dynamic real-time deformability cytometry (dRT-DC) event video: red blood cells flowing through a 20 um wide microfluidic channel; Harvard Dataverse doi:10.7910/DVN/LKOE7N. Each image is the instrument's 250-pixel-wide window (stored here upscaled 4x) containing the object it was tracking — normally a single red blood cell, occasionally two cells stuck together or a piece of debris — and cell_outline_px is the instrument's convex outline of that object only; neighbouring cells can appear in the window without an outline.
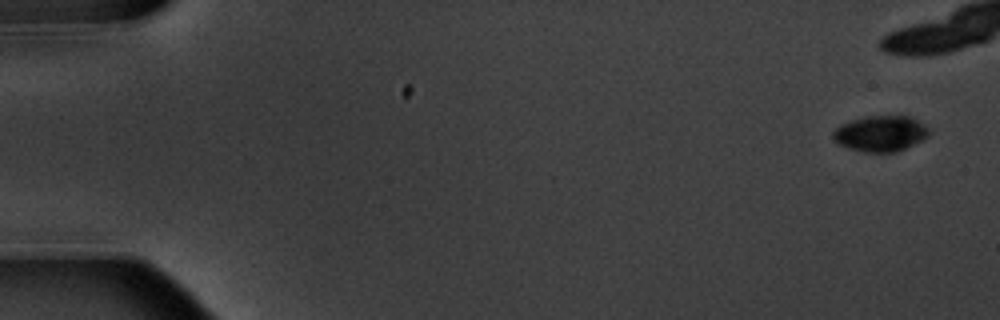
{"species": "common noctule bat (a hibernating species)", "species_latin": "Nyctalus noctula", "temperature_condition": "warm", "stored_images_in_passage": 6, "camera_frame_rate_fps": 3000, "um_per_image_px": 0.085, "animal": {"sex": "male", "body_mass_g": 20.1, "forearm_length_mm": 53.5}, "frame": {"image": 1, "passage_image": 1, "time_ms": 0.0, "image_size_px": [1000, 320], "cell_outline_px": [[928, 136], [924, 140], [896, 152], [864, 152], [848, 148], [840, 144], [832, 136], [832, 132], [840, 124], [864, 116], [908, 116], [924, 124], [928, 128]], "centroid_in_image_um": [74.85, 11.35], "position_along_channel_um": 10.2, "area_um2": 19.94}}